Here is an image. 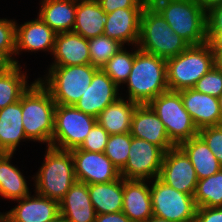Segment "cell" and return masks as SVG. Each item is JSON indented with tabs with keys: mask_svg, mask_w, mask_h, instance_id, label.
Listing matches in <instances>:
<instances>
[{
	"mask_svg": "<svg viewBox=\"0 0 222 222\" xmlns=\"http://www.w3.org/2000/svg\"><path fill=\"white\" fill-rule=\"evenodd\" d=\"M158 178L177 191L194 195L198 178L186 154L178 147L164 154Z\"/></svg>",
	"mask_w": 222,
	"mask_h": 222,
	"instance_id": "cell-12",
	"label": "cell"
},
{
	"mask_svg": "<svg viewBox=\"0 0 222 222\" xmlns=\"http://www.w3.org/2000/svg\"><path fill=\"white\" fill-rule=\"evenodd\" d=\"M178 147L189 158L198 180L214 175L222 169L220 162L199 135L183 141Z\"/></svg>",
	"mask_w": 222,
	"mask_h": 222,
	"instance_id": "cell-26",
	"label": "cell"
},
{
	"mask_svg": "<svg viewBox=\"0 0 222 222\" xmlns=\"http://www.w3.org/2000/svg\"><path fill=\"white\" fill-rule=\"evenodd\" d=\"M207 29H222V3L206 12Z\"/></svg>",
	"mask_w": 222,
	"mask_h": 222,
	"instance_id": "cell-41",
	"label": "cell"
},
{
	"mask_svg": "<svg viewBox=\"0 0 222 222\" xmlns=\"http://www.w3.org/2000/svg\"><path fill=\"white\" fill-rule=\"evenodd\" d=\"M107 23L105 13L97 0H77L76 17L73 32L91 39L104 34Z\"/></svg>",
	"mask_w": 222,
	"mask_h": 222,
	"instance_id": "cell-25",
	"label": "cell"
},
{
	"mask_svg": "<svg viewBox=\"0 0 222 222\" xmlns=\"http://www.w3.org/2000/svg\"><path fill=\"white\" fill-rule=\"evenodd\" d=\"M194 222H222V206L198 207Z\"/></svg>",
	"mask_w": 222,
	"mask_h": 222,
	"instance_id": "cell-40",
	"label": "cell"
},
{
	"mask_svg": "<svg viewBox=\"0 0 222 222\" xmlns=\"http://www.w3.org/2000/svg\"><path fill=\"white\" fill-rule=\"evenodd\" d=\"M13 154L0 153V195L12 200L30 195L27 182L18 168L10 163Z\"/></svg>",
	"mask_w": 222,
	"mask_h": 222,
	"instance_id": "cell-29",
	"label": "cell"
},
{
	"mask_svg": "<svg viewBox=\"0 0 222 222\" xmlns=\"http://www.w3.org/2000/svg\"><path fill=\"white\" fill-rule=\"evenodd\" d=\"M144 8H122L107 14L104 35L115 39L123 46L125 43L138 45L141 16Z\"/></svg>",
	"mask_w": 222,
	"mask_h": 222,
	"instance_id": "cell-18",
	"label": "cell"
},
{
	"mask_svg": "<svg viewBox=\"0 0 222 222\" xmlns=\"http://www.w3.org/2000/svg\"><path fill=\"white\" fill-rule=\"evenodd\" d=\"M34 179L35 193L60 202L77 181L71 151L48 146Z\"/></svg>",
	"mask_w": 222,
	"mask_h": 222,
	"instance_id": "cell-4",
	"label": "cell"
},
{
	"mask_svg": "<svg viewBox=\"0 0 222 222\" xmlns=\"http://www.w3.org/2000/svg\"><path fill=\"white\" fill-rule=\"evenodd\" d=\"M0 222H7V219L4 213H0Z\"/></svg>",
	"mask_w": 222,
	"mask_h": 222,
	"instance_id": "cell-50",
	"label": "cell"
},
{
	"mask_svg": "<svg viewBox=\"0 0 222 222\" xmlns=\"http://www.w3.org/2000/svg\"><path fill=\"white\" fill-rule=\"evenodd\" d=\"M200 7H202L206 12L218 5L222 3V0H194Z\"/></svg>",
	"mask_w": 222,
	"mask_h": 222,
	"instance_id": "cell-44",
	"label": "cell"
},
{
	"mask_svg": "<svg viewBox=\"0 0 222 222\" xmlns=\"http://www.w3.org/2000/svg\"><path fill=\"white\" fill-rule=\"evenodd\" d=\"M118 88L102 69H98L92 77L90 86L74 106L81 112L97 118L108 105L121 97L118 96Z\"/></svg>",
	"mask_w": 222,
	"mask_h": 222,
	"instance_id": "cell-14",
	"label": "cell"
},
{
	"mask_svg": "<svg viewBox=\"0 0 222 222\" xmlns=\"http://www.w3.org/2000/svg\"><path fill=\"white\" fill-rule=\"evenodd\" d=\"M131 139L132 136L130 132L109 136L104 154L119 171H121L127 163Z\"/></svg>",
	"mask_w": 222,
	"mask_h": 222,
	"instance_id": "cell-34",
	"label": "cell"
},
{
	"mask_svg": "<svg viewBox=\"0 0 222 222\" xmlns=\"http://www.w3.org/2000/svg\"><path fill=\"white\" fill-rule=\"evenodd\" d=\"M56 103L50 92L36 79L22 95V123L29 141L51 146Z\"/></svg>",
	"mask_w": 222,
	"mask_h": 222,
	"instance_id": "cell-2",
	"label": "cell"
},
{
	"mask_svg": "<svg viewBox=\"0 0 222 222\" xmlns=\"http://www.w3.org/2000/svg\"><path fill=\"white\" fill-rule=\"evenodd\" d=\"M13 63L0 52V74L5 72L8 68H10Z\"/></svg>",
	"mask_w": 222,
	"mask_h": 222,
	"instance_id": "cell-45",
	"label": "cell"
},
{
	"mask_svg": "<svg viewBox=\"0 0 222 222\" xmlns=\"http://www.w3.org/2000/svg\"><path fill=\"white\" fill-rule=\"evenodd\" d=\"M60 215L66 222H94L96 212L92 205L88 185L76 181L59 202Z\"/></svg>",
	"mask_w": 222,
	"mask_h": 222,
	"instance_id": "cell-22",
	"label": "cell"
},
{
	"mask_svg": "<svg viewBox=\"0 0 222 222\" xmlns=\"http://www.w3.org/2000/svg\"><path fill=\"white\" fill-rule=\"evenodd\" d=\"M20 70V64H13L0 74V109L19 101L30 87L27 76Z\"/></svg>",
	"mask_w": 222,
	"mask_h": 222,
	"instance_id": "cell-30",
	"label": "cell"
},
{
	"mask_svg": "<svg viewBox=\"0 0 222 222\" xmlns=\"http://www.w3.org/2000/svg\"><path fill=\"white\" fill-rule=\"evenodd\" d=\"M215 64V55L207 42L190 45L185 51L166 60L168 90L193 88Z\"/></svg>",
	"mask_w": 222,
	"mask_h": 222,
	"instance_id": "cell-6",
	"label": "cell"
},
{
	"mask_svg": "<svg viewBox=\"0 0 222 222\" xmlns=\"http://www.w3.org/2000/svg\"><path fill=\"white\" fill-rule=\"evenodd\" d=\"M109 136L108 132L96 122L78 149L89 152H104Z\"/></svg>",
	"mask_w": 222,
	"mask_h": 222,
	"instance_id": "cell-37",
	"label": "cell"
},
{
	"mask_svg": "<svg viewBox=\"0 0 222 222\" xmlns=\"http://www.w3.org/2000/svg\"><path fill=\"white\" fill-rule=\"evenodd\" d=\"M183 106L199 129L222 124L218 98L203 94L193 88L178 91Z\"/></svg>",
	"mask_w": 222,
	"mask_h": 222,
	"instance_id": "cell-16",
	"label": "cell"
},
{
	"mask_svg": "<svg viewBox=\"0 0 222 222\" xmlns=\"http://www.w3.org/2000/svg\"><path fill=\"white\" fill-rule=\"evenodd\" d=\"M77 0H42L38 16L56 34L72 31Z\"/></svg>",
	"mask_w": 222,
	"mask_h": 222,
	"instance_id": "cell-24",
	"label": "cell"
},
{
	"mask_svg": "<svg viewBox=\"0 0 222 222\" xmlns=\"http://www.w3.org/2000/svg\"><path fill=\"white\" fill-rule=\"evenodd\" d=\"M122 47L108 62L102 70L120 87L125 84L133 67L134 52H128Z\"/></svg>",
	"mask_w": 222,
	"mask_h": 222,
	"instance_id": "cell-33",
	"label": "cell"
},
{
	"mask_svg": "<svg viewBox=\"0 0 222 222\" xmlns=\"http://www.w3.org/2000/svg\"><path fill=\"white\" fill-rule=\"evenodd\" d=\"M130 134L159 146L165 152L176 146L169 139L164 124L148 104L136 106L131 119Z\"/></svg>",
	"mask_w": 222,
	"mask_h": 222,
	"instance_id": "cell-15",
	"label": "cell"
},
{
	"mask_svg": "<svg viewBox=\"0 0 222 222\" xmlns=\"http://www.w3.org/2000/svg\"><path fill=\"white\" fill-rule=\"evenodd\" d=\"M151 182L153 215L172 222H194L196 205L193 195L177 191L158 177Z\"/></svg>",
	"mask_w": 222,
	"mask_h": 222,
	"instance_id": "cell-10",
	"label": "cell"
},
{
	"mask_svg": "<svg viewBox=\"0 0 222 222\" xmlns=\"http://www.w3.org/2000/svg\"><path fill=\"white\" fill-rule=\"evenodd\" d=\"M88 45L91 65L98 69H102L108 60L123 47L121 43L104 34L88 39Z\"/></svg>",
	"mask_w": 222,
	"mask_h": 222,
	"instance_id": "cell-32",
	"label": "cell"
},
{
	"mask_svg": "<svg viewBox=\"0 0 222 222\" xmlns=\"http://www.w3.org/2000/svg\"><path fill=\"white\" fill-rule=\"evenodd\" d=\"M49 222H66L65 219L59 215L56 218H54L53 220L49 221Z\"/></svg>",
	"mask_w": 222,
	"mask_h": 222,
	"instance_id": "cell-48",
	"label": "cell"
},
{
	"mask_svg": "<svg viewBox=\"0 0 222 222\" xmlns=\"http://www.w3.org/2000/svg\"><path fill=\"white\" fill-rule=\"evenodd\" d=\"M215 55L216 65L222 69V52H213Z\"/></svg>",
	"mask_w": 222,
	"mask_h": 222,
	"instance_id": "cell-47",
	"label": "cell"
},
{
	"mask_svg": "<svg viewBox=\"0 0 222 222\" xmlns=\"http://www.w3.org/2000/svg\"><path fill=\"white\" fill-rule=\"evenodd\" d=\"M105 13L122 8H145L149 0H97Z\"/></svg>",
	"mask_w": 222,
	"mask_h": 222,
	"instance_id": "cell-39",
	"label": "cell"
},
{
	"mask_svg": "<svg viewBox=\"0 0 222 222\" xmlns=\"http://www.w3.org/2000/svg\"><path fill=\"white\" fill-rule=\"evenodd\" d=\"M145 222H172V221L152 215Z\"/></svg>",
	"mask_w": 222,
	"mask_h": 222,
	"instance_id": "cell-46",
	"label": "cell"
},
{
	"mask_svg": "<svg viewBox=\"0 0 222 222\" xmlns=\"http://www.w3.org/2000/svg\"><path fill=\"white\" fill-rule=\"evenodd\" d=\"M56 33L40 17L18 26L16 23L15 54L21 51H50L53 54ZM22 49V50H21Z\"/></svg>",
	"mask_w": 222,
	"mask_h": 222,
	"instance_id": "cell-19",
	"label": "cell"
},
{
	"mask_svg": "<svg viewBox=\"0 0 222 222\" xmlns=\"http://www.w3.org/2000/svg\"><path fill=\"white\" fill-rule=\"evenodd\" d=\"M15 201L18 205L4 213L7 222H49L60 215L59 202L37 193Z\"/></svg>",
	"mask_w": 222,
	"mask_h": 222,
	"instance_id": "cell-17",
	"label": "cell"
},
{
	"mask_svg": "<svg viewBox=\"0 0 222 222\" xmlns=\"http://www.w3.org/2000/svg\"><path fill=\"white\" fill-rule=\"evenodd\" d=\"M137 105L129 99L124 100L120 97L99 114L97 122L109 135L129 133L132 115Z\"/></svg>",
	"mask_w": 222,
	"mask_h": 222,
	"instance_id": "cell-28",
	"label": "cell"
},
{
	"mask_svg": "<svg viewBox=\"0 0 222 222\" xmlns=\"http://www.w3.org/2000/svg\"><path fill=\"white\" fill-rule=\"evenodd\" d=\"M207 43L212 52H222V29H207Z\"/></svg>",
	"mask_w": 222,
	"mask_h": 222,
	"instance_id": "cell-42",
	"label": "cell"
},
{
	"mask_svg": "<svg viewBox=\"0 0 222 222\" xmlns=\"http://www.w3.org/2000/svg\"><path fill=\"white\" fill-rule=\"evenodd\" d=\"M165 151L146 140L132 136L125 167L120 176L126 180H150L157 178Z\"/></svg>",
	"mask_w": 222,
	"mask_h": 222,
	"instance_id": "cell-11",
	"label": "cell"
},
{
	"mask_svg": "<svg viewBox=\"0 0 222 222\" xmlns=\"http://www.w3.org/2000/svg\"><path fill=\"white\" fill-rule=\"evenodd\" d=\"M149 3L189 45L207 42L206 11L194 0H149Z\"/></svg>",
	"mask_w": 222,
	"mask_h": 222,
	"instance_id": "cell-3",
	"label": "cell"
},
{
	"mask_svg": "<svg viewBox=\"0 0 222 222\" xmlns=\"http://www.w3.org/2000/svg\"><path fill=\"white\" fill-rule=\"evenodd\" d=\"M193 89L218 98L222 93V69L215 64L196 82Z\"/></svg>",
	"mask_w": 222,
	"mask_h": 222,
	"instance_id": "cell-36",
	"label": "cell"
},
{
	"mask_svg": "<svg viewBox=\"0 0 222 222\" xmlns=\"http://www.w3.org/2000/svg\"><path fill=\"white\" fill-rule=\"evenodd\" d=\"M218 102H219L220 112H221V115H222V93H221V95L218 97Z\"/></svg>",
	"mask_w": 222,
	"mask_h": 222,
	"instance_id": "cell-49",
	"label": "cell"
},
{
	"mask_svg": "<svg viewBox=\"0 0 222 222\" xmlns=\"http://www.w3.org/2000/svg\"><path fill=\"white\" fill-rule=\"evenodd\" d=\"M196 207L222 206V169L214 175L198 180L193 195Z\"/></svg>",
	"mask_w": 222,
	"mask_h": 222,
	"instance_id": "cell-31",
	"label": "cell"
},
{
	"mask_svg": "<svg viewBox=\"0 0 222 222\" xmlns=\"http://www.w3.org/2000/svg\"><path fill=\"white\" fill-rule=\"evenodd\" d=\"M198 135L205 141L222 165V124L201 128Z\"/></svg>",
	"mask_w": 222,
	"mask_h": 222,
	"instance_id": "cell-38",
	"label": "cell"
},
{
	"mask_svg": "<svg viewBox=\"0 0 222 222\" xmlns=\"http://www.w3.org/2000/svg\"><path fill=\"white\" fill-rule=\"evenodd\" d=\"M138 49L165 60L185 51L190 45L165 21L163 16L148 3L141 16Z\"/></svg>",
	"mask_w": 222,
	"mask_h": 222,
	"instance_id": "cell-5",
	"label": "cell"
},
{
	"mask_svg": "<svg viewBox=\"0 0 222 222\" xmlns=\"http://www.w3.org/2000/svg\"><path fill=\"white\" fill-rule=\"evenodd\" d=\"M88 191L96 214L122 211L123 177L112 182L89 184Z\"/></svg>",
	"mask_w": 222,
	"mask_h": 222,
	"instance_id": "cell-27",
	"label": "cell"
},
{
	"mask_svg": "<svg viewBox=\"0 0 222 222\" xmlns=\"http://www.w3.org/2000/svg\"><path fill=\"white\" fill-rule=\"evenodd\" d=\"M52 55L54 62L50 66L91 64L88 39L73 31L56 34Z\"/></svg>",
	"mask_w": 222,
	"mask_h": 222,
	"instance_id": "cell-21",
	"label": "cell"
},
{
	"mask_svg": "<svg viewBox=\"0 0 222 222\" xmlns=\"http://www.w3.org/2000/svg\"><path fill=\"white\" fill-rule=\"evenodd\" d=\"M49 73L38 81L50 92L59 105H74L91 84L98 68L91 64L74 66H50Z\"/></svg>",
	"mask_w": 222,
	"mask_h": 222,
	"instance_id": "cell-7",
	"label": "cell"
},
{
	"mask_svg": "<svg viewBox=\"0 0 222 222\" xmlns=\"http://www.w3.org/2000/svg\"><path fill=\"white\" fill-rule=\"evenodd\" d=\"M148 105L164 124L169 139L178 146L198 135V128L183 106L178 91L168 90L152 99Z\"/></svg>",
	"mask_w": 222,
	"mask_h": 222,
	"instance_id": "cell-8",
	"label": "cell"
},
{
	"mask_svg": "<svg viewBox=\"0 0 222 222\" xmlns=\"http://www.w3.org/2000/svg\"><path fill=\"white\" fill-rule=\"evenodd\" d=\"M135 47L133 67L125 84L128 99L143 105L168 91L166 60Z\"/></svg>",
	"mask_w": 222,
	"mask_h": 222,
	"instance_id": "cell-1",
	"label": "cell"
},
{
	"mask_svg": "<svg viewBox=\"0 0 222 222\" xmlns=\"http://www.w3.org/2000/svg\"><path fill=\"white\" fill-rule=\"evenodd\" d=\"M94 222H132L122 211L116 213L96 214Z\"/></svg>",
	"mask_w": 222,
	"mask_h": 222,
	"instance_id": "cell-43",
	"label": "cell"
},
{
	"mask_svg": "<svg viewBox=\"0 0 222 222\" xmlns=\"http://www.w3.org/2000/svg\"><path fill=\"white\" fill-rule=\"evenodd\" d=\"M146 182L149 181L123 178L122 212L132 222H145L153 215L150 185Z\"/></svg>",
	"mask_w": 222,
	"mask_h": 222,
	"instance_id": "cell-20",
	"label": "cell"
},
{
	"mask_svg": "<svg viewBox=\"0 0 222 222\" xmlns=\"http://www.w3.org/2000/svg\"><path fill=\"white\" fill-rule=\"evenodd\" d=\"M29 140L22 123V96L19 101L0 109V153L14 154L21 140Z\"/></svg>",
	"mask_w": 222,
	"mask_h": 222,
	"instance_id": "cell-23",
	"label": "cell"
},
{
	"mask_svg": "<svg viewBox=\"0 0 222 222\" xmlns=\"http://www.w3.org/2000/svg\"><path fill=\"white\" fill-rule=\"evenodd\" d=\"M77 181L87 185L117 180L120 171L112 164L104 152H89L81 149L71 150Z\"/></svg>",
	"mask_w": 222,
	"mask_h": 222,
	"instance_id": "cell-13",
	"label": "cell"
},
{
	"mask_svg": "<svg viewBox=\"0 0 222 222\" xmlns=\"http://www.w3.org/2000/svg\"><path fill=\"white\" fill-rule=\"evenodd\" d=\"M15 48L16 22L6 18L0 19V52L3 53L13 64H19V61L12 57L15 55Z\"/></svg>",
	"mask_w": 222,
	"mask_h": 222,
	"instance_id": "cell-35",
	"label": "cell"
},
{
	"mask_svg": "<svg viewBox=\"0 0 222 222\" xmlns=\"http://www.w3.org/2000/svg\"><path fill=\"white\" fill-rule=\"evenodd\" d=\"M96 122L97 118L74 105L56 104L51 146L69 151L79 148Z\"/></svg>",
	"mask_w": 222,
	"mask_h": 222,
	"instance_id": "cell-9",
	"label": "cell"
}]
</instances>
